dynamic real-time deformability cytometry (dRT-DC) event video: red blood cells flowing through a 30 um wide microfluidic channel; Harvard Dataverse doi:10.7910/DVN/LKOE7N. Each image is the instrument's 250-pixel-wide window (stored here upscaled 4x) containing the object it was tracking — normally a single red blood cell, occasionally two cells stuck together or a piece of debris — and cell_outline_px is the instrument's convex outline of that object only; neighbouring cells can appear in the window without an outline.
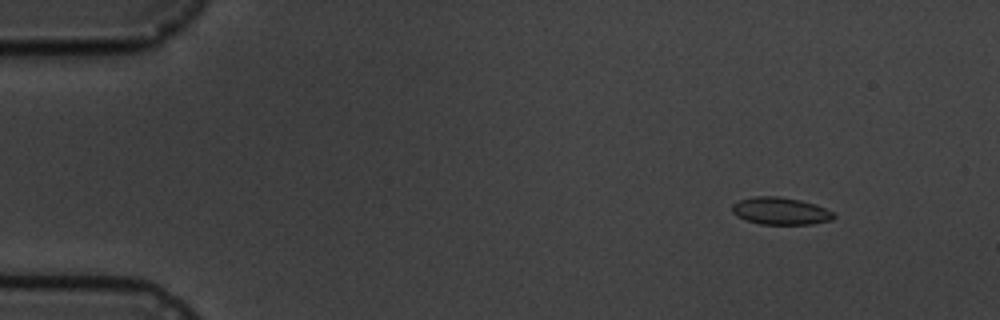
{"species": "common noctule bat (a hibernating species)", "species_latin": "Nyctalus noctula", "temperature_condition": "cold", "stored_images_in_passage": 5, "camera_frame_rate_fps": 3000, "um_per_image_px": 0.085, "animal": {"sex": "male", "body_mass_g": 19.5, "forearm_length_mm": 54.6}, "frame": {"image": 1, "passage_image": 2, "time_ms": 1.0, "image_size_px": [1000, 320], "cell_outline_px": [[836, 216], [832, 220], [812, 224], [760, 224], [744, 220], [736, 216], [732, 212], [732, 204], [740, 200], [756, 196], [780, 196], [800, 200], [816, 204], [832, 212]], "centroid_in_image_um": [66.33, 17.94], "position_along_channel_um": 18.7, "area_um2": 16.24}}
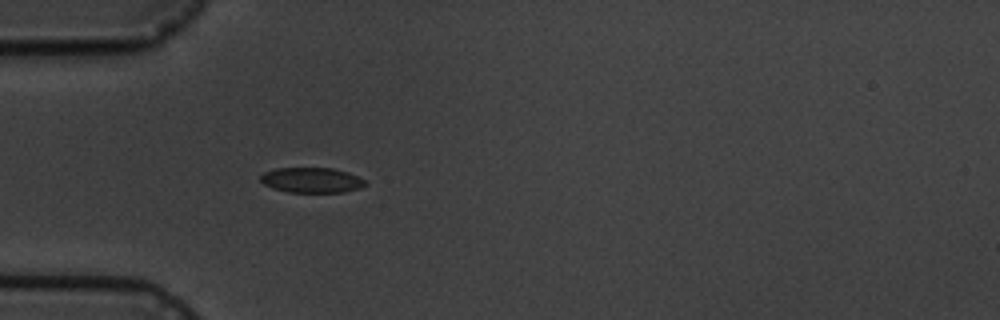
{"frame": {"image": 2, "passage_image": 5, "time_ms": 4.667, "image_size_px": [1000, 320], "cell_outline_px": [[368, 184], [360, 188], [344, 192], [288, 192], [272, 188], [264, 184], [260, 180], [260, 176], [264, 172], [276, 168], [332, 168], [348, 172], [364, 180]], "centroid_in_image_um": [26.48, 15.31], "position_along_channel_um": 58.5, "area_um2": 15.37}}